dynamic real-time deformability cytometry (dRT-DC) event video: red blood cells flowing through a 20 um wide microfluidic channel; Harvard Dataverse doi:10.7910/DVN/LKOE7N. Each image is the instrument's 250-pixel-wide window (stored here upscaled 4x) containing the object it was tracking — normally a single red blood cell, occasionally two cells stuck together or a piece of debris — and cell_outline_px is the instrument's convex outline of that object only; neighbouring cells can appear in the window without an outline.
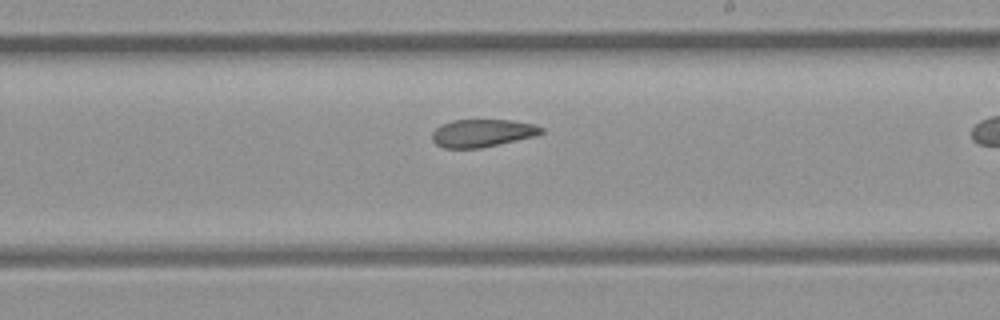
{"species": "common noctule bat (a hibernating species)", "species_latin": "Nyctalus noctula", "temperature_condition": "room temperature", "stored_images_in_passage": 23, "camera_frame_rate_fps": 3000, "um_per_image_px": 0.085, "animal": {"sex": "female", "body_mass_g": 21.9}, "frame": {"image": 1, "passage_image": 14, "time_ms": 4.333, "image_size_px": [1000, 320], "cell_outline_px": [[544, 132], [536, 136], [480, 148], [444, 148], [436, 144], [432, 140], [432, 132], [440, 124], [452, 120], [512, 120], [536, 124], [544, 128]], "centroid_in_image_um": [41.01, 11.3], "position_along_channel_um": 248.0, "area_um2": 17.8}}
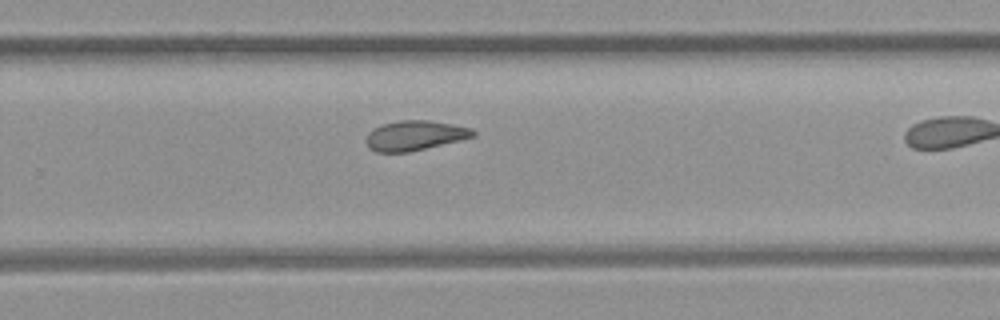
{"frame": {"image": 2, "passage_image": 17, "time_ms": 5.333, "image_size_px": [1000, 320], "cell_outline_px": [[476, 136], [460, 140], [408, 152], [376, 152], [368, 148], [364, 140], [368, 132], [372, 128], [380, 124], [400, 120], [432, 120], [472, 128], [476, 132]], "centroid_in_image_um": [35.22, 11.51], "position_along_channel_um": 294.6, "area_um2": 18.84}}